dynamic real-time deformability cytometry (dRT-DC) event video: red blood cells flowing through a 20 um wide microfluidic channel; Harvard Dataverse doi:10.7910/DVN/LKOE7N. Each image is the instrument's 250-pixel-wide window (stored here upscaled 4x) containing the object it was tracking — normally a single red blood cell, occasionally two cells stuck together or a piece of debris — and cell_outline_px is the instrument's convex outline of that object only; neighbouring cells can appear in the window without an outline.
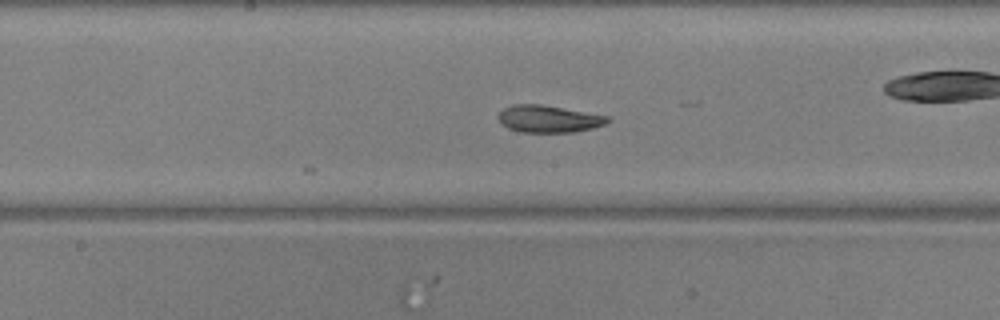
{"species": "common noctule bat (a hibernating species)", "species_latin": "Nyctalus noctula", "temperature_condition": "warm", "stored_images_in_passage": 26, "camera_frame_rate_fps": 3000, "um_per_image_px": 0.085, "animal": {"sex": "male", "body_mass_g": 20.5, "forearm_length_mm": 52.5}, "frame": {"image": 1, "passage_image": 26, "time_ms": 8.333, "image_size_px": [1000, 320], "cell_outline_px": [[612, 120], [604, 124], [592, 128], [576, 132], [520, 132], [508, 128], [496, 116], [504, 108], [512, 104], [540, 104], [608, 116]], "centroid_in_image_um": [46.63, 10.1], "position_along_channel_um": 201.6, "area_um2": 17.17}}